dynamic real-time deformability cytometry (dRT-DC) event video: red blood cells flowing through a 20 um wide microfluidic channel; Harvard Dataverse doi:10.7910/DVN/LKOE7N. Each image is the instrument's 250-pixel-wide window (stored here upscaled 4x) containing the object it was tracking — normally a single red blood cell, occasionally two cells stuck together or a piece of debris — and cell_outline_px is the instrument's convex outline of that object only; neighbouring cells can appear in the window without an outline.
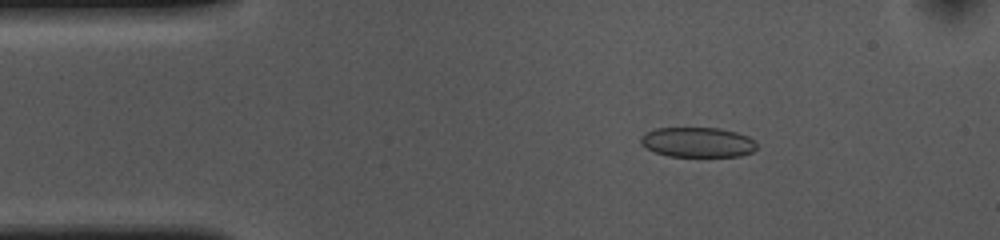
{"species": "common noctule bat (a hibernating species)", "species_latin": "Nyctalus noctula", "temperature_condition": "cold", "stored_images_in_passage": 54, "camera_frame_rate_fps": 3000, "um_per_image_px": 0.085, "animal": {"sex": "female", "body_mass_g": 10.0, "forearm_length_mm": 53.1}, "frame": {"image": 1, "passage_image": 8, "time_ms": 2.333, "image_size_px": [1000, 240], "cell_outline_px": [[756, 148], [752, 152], [740, 156], [668, 156], [656, 152], [640, 144], [640, 136], [656, 128], [720, 128], [736, 132], [748, 136], [756, 140]], "centroid_in_image_um": [59.32, 12.09], "position_along_channel_um": 25.7, "area_um2": 20.23}}
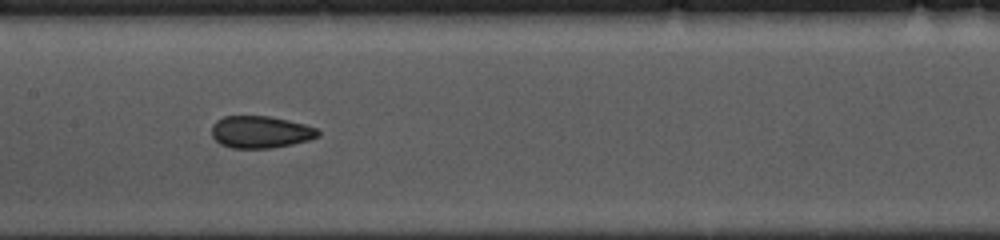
{"frame": {"image": 2, "passage_image": 25, "time_ms": 8.0, "image_size_px": [1000, 240], "cell_outline_px": [[320, 136], [308, 140], [292, 144], [272, 148], [232, 148], [220, 144], [212, 136], [212, 124], [216, 120], [224, 116], [268, 116], [288, 120], [304, 124], [316, 128], [320, 132]], "centroid_in_image_um": [22.13, 11.22], "position_along_channel_um": 185.3, "area_um2": 19.94}}
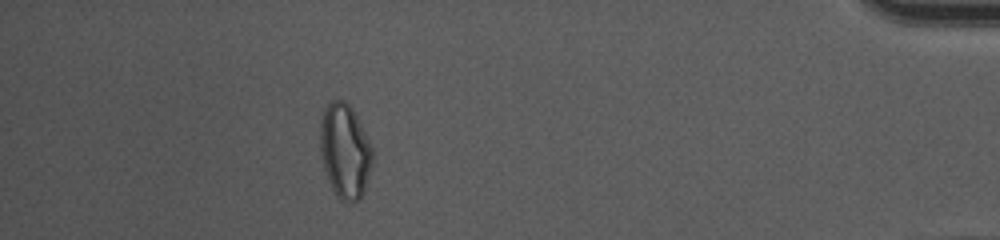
{"frame": {"image": 3, "passage_image": 48, "time_ms": 15.667, "image_size_px": [1000, 240], "cell_outline_px": [[372, 164], [364, 192], [360, 200], [356, 204], [340, 200], [336, 196], [328, 180], [320, 156], [320, 124], [324, 108], [332, 100], [344, 100], [352, 108], [372, 148]], "centroid_in_image_um": [29.3, 12.88], "position_along_channel_um": 405.9, "area_um2": 28.9}, "authors_computed_cell_mechanics": {"area_um2": 20.9525, "velocity_mm_per_s": 3.6317, "shape_relaxation_time_tau1_ms": 8.721, "shape_relaxation_time_tau2_ms": 2.4795, "deformation_change_tau1": 0.1406, "deformation_change_tau2": 0.0626}}